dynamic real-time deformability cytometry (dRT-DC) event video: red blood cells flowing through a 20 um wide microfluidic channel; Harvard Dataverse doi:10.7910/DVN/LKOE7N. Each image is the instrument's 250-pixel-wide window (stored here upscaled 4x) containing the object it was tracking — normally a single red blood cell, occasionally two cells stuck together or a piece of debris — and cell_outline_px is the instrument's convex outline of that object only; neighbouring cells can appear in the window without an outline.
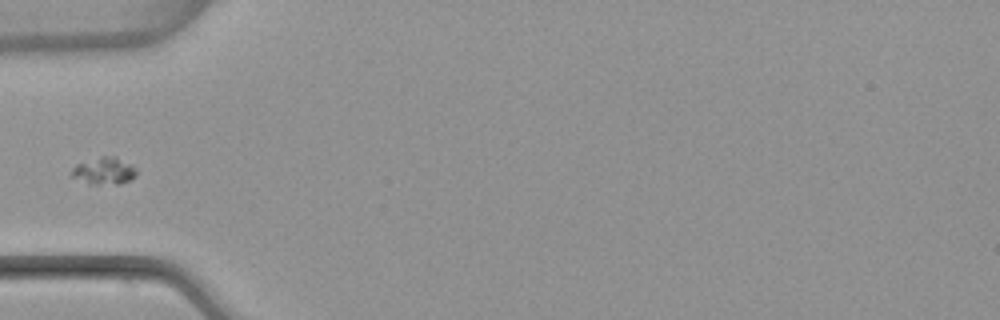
{"species": "common noctule bat (a hibernating species)", "species_latin": "Nyctalus noctula", "temperature_condition": "warm", "stored_images_in_passage": 5, "camera_frame_rate_fps": 3000, "um_per_image_px": 0.085, "animal": {"sex": "female", "body_mass_g": 22.7, "forearm_length_mm": 54.2}, "frame": {"image": 1, "passage_image": 4, "time_ms": 4.667, "image_size_px": [1000, 320], "cell_outline_px": [[136, 176], [120, 184], [88, 184], [68, 176], [68, 172], [76, 164], [100, 156], [116, 156], [132, 164], [136, 168]], "centroid_in_image_um": [8.79, 14.52], "position_along_channel_um": 76.2, "area_um2": 10.58}}